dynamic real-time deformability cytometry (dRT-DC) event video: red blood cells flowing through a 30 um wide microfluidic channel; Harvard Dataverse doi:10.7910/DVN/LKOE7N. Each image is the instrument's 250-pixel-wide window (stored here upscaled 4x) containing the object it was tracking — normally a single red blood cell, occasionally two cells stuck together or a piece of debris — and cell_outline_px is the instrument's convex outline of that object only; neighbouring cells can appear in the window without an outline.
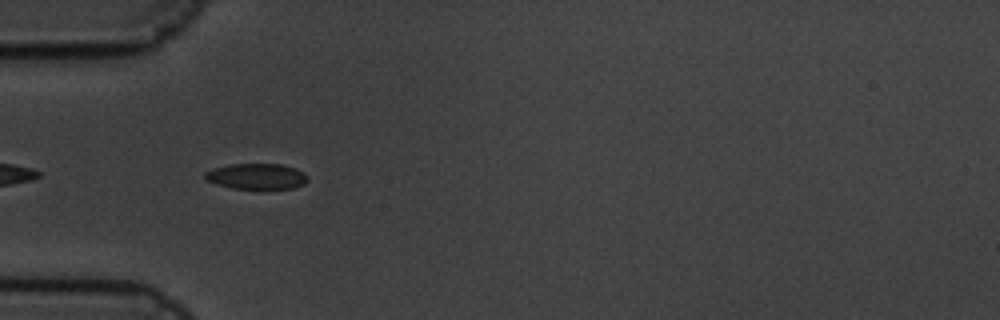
{"species": "common noctule bat (a hibernating species)", "species_latin": "Nyctalus noctula", "temperature_condition": "cold", "stored_images_in_passage": 40, "camera_frame_rate_fps": 3000, "um_per_image_px": 0.085, "animal": {"sex": "male", "body_mass_g": 19.5, "forearm_length_mm": 54.6}, "frame": {"image": 1, "passage_image": 3, "time_ms": 0.667, "image_size_px": [1000, 320], "cell_outline_px": [[308, 180], [304, 184], [292, 188], [232, 188], [216, 184], [204, 180], [204, 172], [212, 168], [228, 164], [280, 164], [296, 168], [304, 172], [308, 176]], "centroid_in_image_um": [21.78, 14.97], "position_along_channel_um": 63.2, "area_um2": 15.49}}
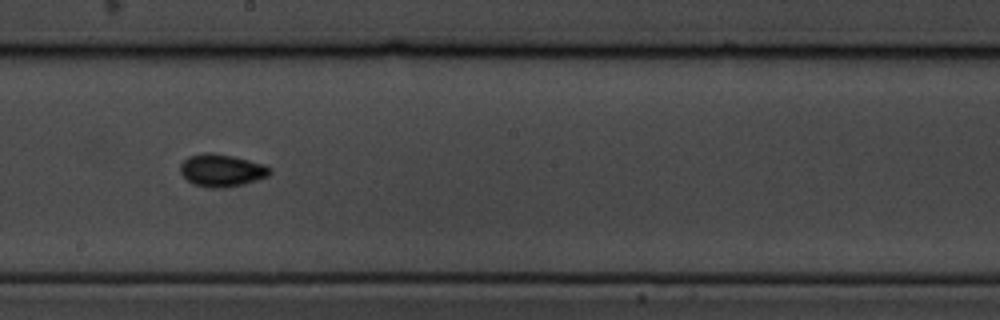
{"frame": {"image": 2, "passage_image": 18, "time_ms": 5.667, "image_size_px": [1000, 320], "cell_outline_px": [[272, 172], [268, 176], [244, 184], [224, 188], [208, 188], [192, 184], [180, 172], [180, 164], [188, 156], [204, 152], [212, 152], [232, 156], [264, 164], [272, 168]], "centroid_in_image_um": [18.84, 14.48], "position_along_channel_um": 229.4, "area_um2": 17.11}}
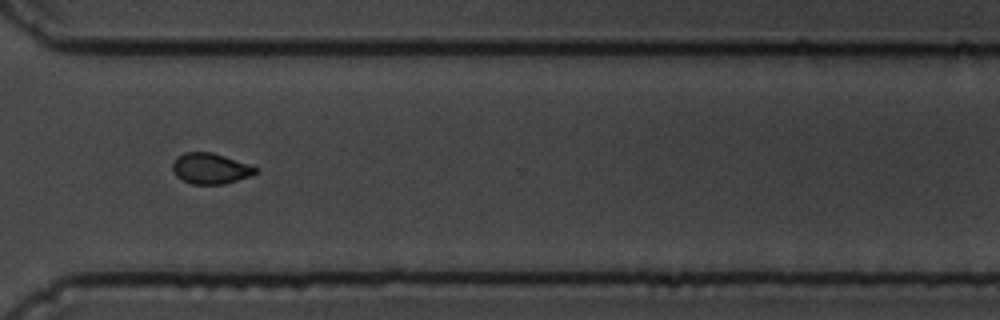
{"frame": {"image": 3, "passage_image": 29, "time_ms": 9.333, "image_size_px": [1000, 320], "cell_outline_px": [[260, 172], [224, 184], [192, 184], [176, 176], [172, 168], [172, 164], [176, 156], [184, 152], [212, 152], [260, 168]], "centroid_in_image_um": [17.89, 14.31], "position_along_channel_um": 352.7, "area_um2": 14.85}, "authors_computed_cell_mechanics": {"area_um2": 15.4904, "velocity_mm_per_s": 3.3652, "shape_relaxation_time_tau1_ms": 8.8733, "shape_relaxation_time_tau2_ms": 2.4242, "deformation_change_tau1": 0.1517, "deformation_change_tau2": 0.0565}}